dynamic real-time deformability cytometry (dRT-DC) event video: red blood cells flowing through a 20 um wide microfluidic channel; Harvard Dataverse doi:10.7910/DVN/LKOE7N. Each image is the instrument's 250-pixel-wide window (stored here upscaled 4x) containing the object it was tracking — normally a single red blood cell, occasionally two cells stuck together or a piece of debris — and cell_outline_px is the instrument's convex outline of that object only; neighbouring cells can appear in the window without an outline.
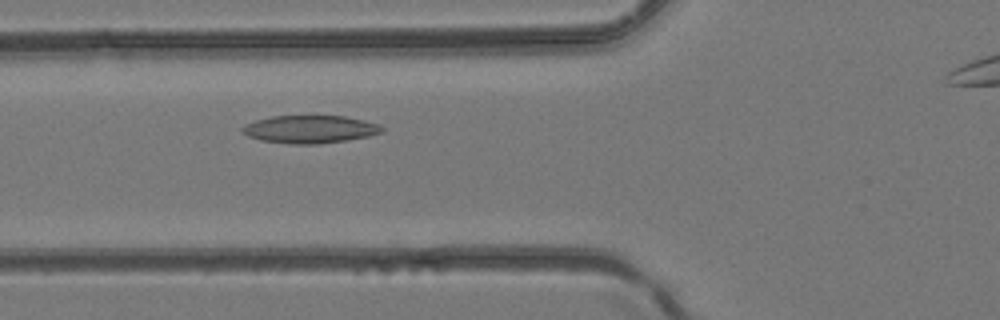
{"species": "common noctule bat (a hibernating species)", "species_latin": "Nyctalus noctula", "temperature_condition": "room temperature", "stored_images_in_passage": 29, "camera_frame_rate_fps": 3000, "um_per_image_px": 0.085, "animal": {"sex": "female", "body_mass_g": 24.6, "forearm_length_mm": 56.2}, "frame": {"image": 1, "passage_image": 7, "time_ms": 2.0, "image_size_px": [1000, 320], "cell_outline_px": [[384, 132], [368, 136], [344, 140], [316, 144], [292, 144], [260, 140], [248, 136], [240, 132], [240, 128], [244, 124], [256, 120], [272, 116], [344, 116], [364, 120], [380, 124], [384, 128]], "centroid_in_image_um": [26.32, 10.98], "position_along_channel_um": 99.5, "area_um2": 22.66}}
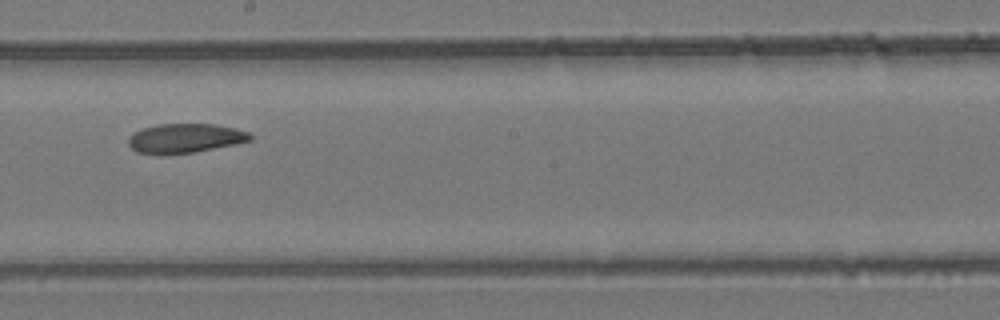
{"frame": {"image": 2, "passage_image": 15, "time_ms": 4.667, "image_size_px": [1000, 320], "cell_outline_px": [[252, 140], [236, 144], [192, 152], [136, 152], [128, 144], [128, 136], [132, 132], [156, 124], [216, 124], [236, 128], [248, 132], [252, 136]], "centroid_in_image_um": [15.76, 11.71], "position_along_channel_um": 232.4, "area_um2": 20.35}}
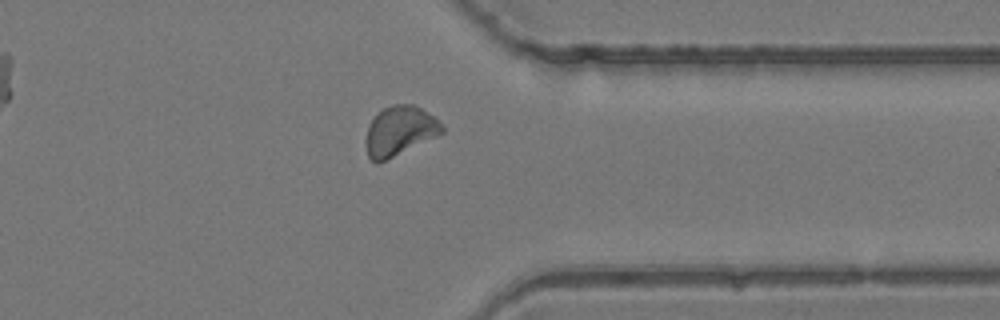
{"frame": {"image": 3, "passage_image": 24, "time_ms": 7.667, "image_size_px": [1000, 320], "cell_outline_px": [[444, 132], [436, 136], [376, 164], [368, 156], [364, 140], [368, 124], [384, 108], [392, 104], [412, 104], [420, 108], [432, 116], [444, 128]], "centroid_in_image_um": [33.92, 11.13], "position_along_channel_um": 377.5, "area_um2": 21.5}}